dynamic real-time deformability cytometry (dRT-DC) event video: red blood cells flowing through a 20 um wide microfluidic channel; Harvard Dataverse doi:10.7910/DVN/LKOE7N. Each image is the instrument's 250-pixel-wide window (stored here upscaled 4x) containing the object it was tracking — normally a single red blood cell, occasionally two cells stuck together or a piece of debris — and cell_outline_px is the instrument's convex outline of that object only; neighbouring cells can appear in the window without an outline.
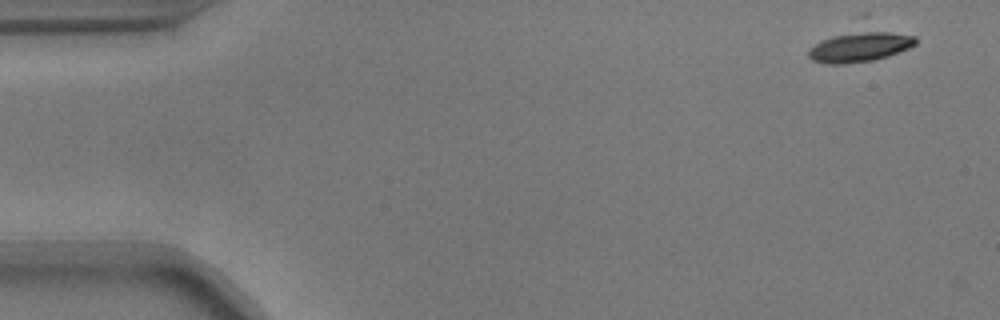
{"species": "common noctule bat (a hibernating species)", "species_latin": "Nyctalus noctula", "temperature_condition": "warm", "stored_images_in_passage": 10, "camera_frame_rate_fps": 3000, "um_per_image_px": 0.085, "animal": {"sex": "male", "body_mass_g": 17.9}, "frame": {"image": 1, "passage_image": 1, "time_ms": 0.0, "image_size_px": [1000, 320], "cell_outline_px": [[916, 44], [908, 48], [888, 56], [872, 60], [844, 64], [824, 64], [812, 60], [808, 56], [808, 52], [816, 44], [852, 16], [864, 12], [868, 12], [916, 36]], "centroid_in_image_um": [73.23, 3.5], "position_along_channel_um": 11.8, "area_um2": 25.26}}